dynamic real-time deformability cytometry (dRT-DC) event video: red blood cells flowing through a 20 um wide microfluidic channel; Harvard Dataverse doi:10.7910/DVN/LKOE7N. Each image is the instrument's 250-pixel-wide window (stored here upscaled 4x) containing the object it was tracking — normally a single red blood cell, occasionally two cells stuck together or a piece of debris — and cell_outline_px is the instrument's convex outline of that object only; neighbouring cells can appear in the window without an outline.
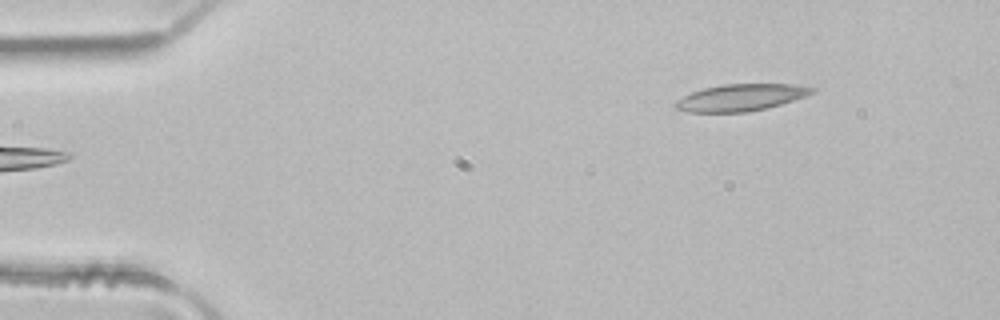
{"species": "common noctule bat (a hibernating species)", "species_latin": "Nyctalus noctula", "temperature_condition": "room temperature", "stored_images_in_passage": 5, "segment_of_instrument_passage": [2, 2], "camera_frame_rate_fps": 3000, "um_per_image_px": 0.085, "animal": {"sex": "male", "body_mass_g": 21.5, "forearm_length_mm": 52.0}, "frame": {"image": 1, "passage_image": 5, "time_ms": 1.333, "image_size_px": [1000, 320], "cell_outline_px": [[816, 92], [780, 104], [748, 112], [688, 112], [676, 108], [672, 104], [676, 100], [692, 92], [704, 88], [724, 84], [796, 84], [816, 88]], "centroid_in_image_um": [62.96, 8.28], "position_along_channel_um": 22.0, "area_um2": 21.21}}